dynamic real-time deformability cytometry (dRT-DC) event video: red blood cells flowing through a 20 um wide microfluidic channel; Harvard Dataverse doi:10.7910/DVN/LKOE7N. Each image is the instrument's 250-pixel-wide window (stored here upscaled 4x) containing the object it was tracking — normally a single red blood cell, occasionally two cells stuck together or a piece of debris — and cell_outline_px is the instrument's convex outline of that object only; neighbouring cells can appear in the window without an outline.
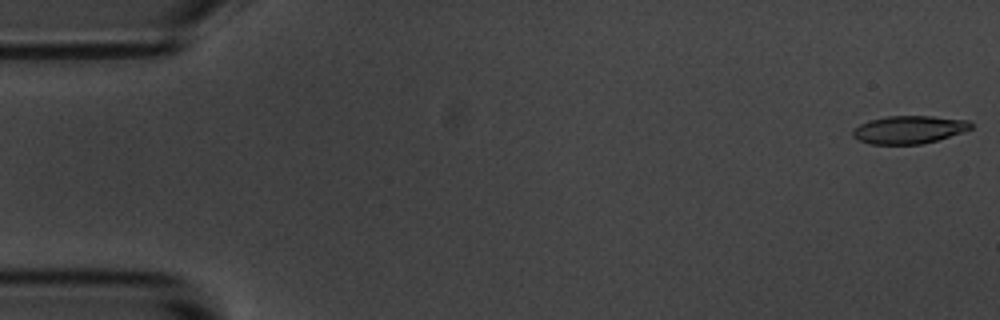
{"species": "common noctule bat (a hibernating species)", "species_latin": "Nyctalus noctula", "temperature_condition": "room temperature", "stored_images_in_passage": 55, "camera_frame_rate_fps": 3000, "um_per_image_px": 0.085, "animal": {"sex": "male", "body_mass_g": 20.1, "forearm_length_mm": 53.5}, "frame": {"image": 1, "passage_image": 1, "time_ms": 0.0, "image_size_px": [1000, 320], "cell_outline_px": [[972, 128], [936, 140], [920, 144], [868, 144], [852, 136], [852, 132], [860, 124], [872, 120], [888, 116], [932, 116], [968, 120], [972, 124]], "centroid_in_image_um": [77.25, 11.02], "position_along_channel_um": 7.7, "area_um2": 18.84}}
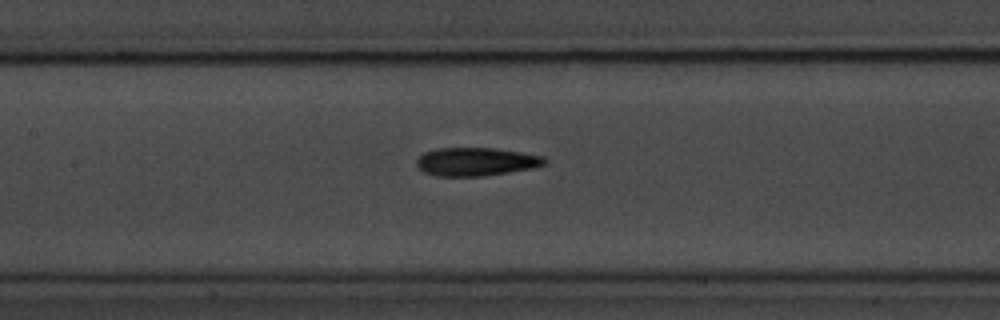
{"frame": {"image": 2, "passage_image": 25, "time_ms": 8.0, "image_size_px": [1000, 320], "cell_outline_px": [[548, 160], [544, 164], [532, 168], [484, 176], [436, 176], [424, 172], [416, 164], [416, 160], [424, 152], [436, 148], [492, 148], [520, 152], [544, 156]], "centroid_in_image_um": [40.45, 13.74], "position_along_channel_um": 167.0, "area_um2": 21.04}}
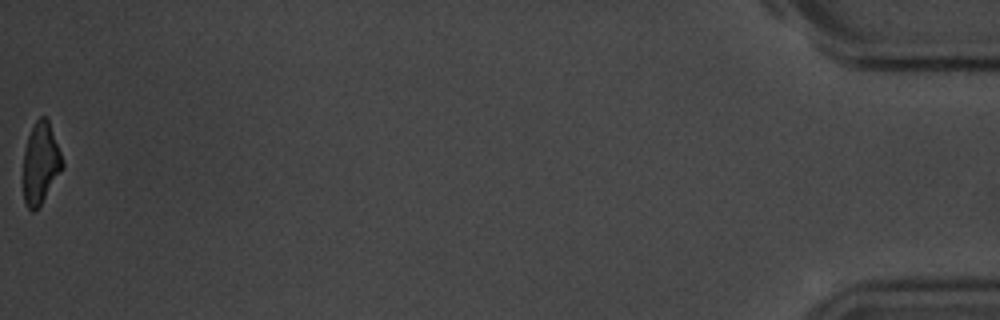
{"frame": {"image": 3, "passage_image": 55, "time_ms": 18.0, "image_size_px": [1000, 320], "cell_outline_px": [[64, 168], [40, 204], [32, 212], [24, 204], [24, 152], [28, 136], [36, 120], [40, 116], [44, 116], [48, 120], [60, 152], [64, 164]], "centroid_in_image_um": [3.45, 13.88], "position_along_channel_um": 431.7, "area_um2": 18.21}, "authors_computed_cell_mechanics": {"area_um2": 20.3456, "velocity_mm_per_s": 3.6523, "shape_relaxation_time_tau1_ms": 3.7513, "shape_relaxation_time_tau2_ms": 2.6086, "deformation_change_tau1": 0.1475, "deformation_change_tau2": 0.1199}}